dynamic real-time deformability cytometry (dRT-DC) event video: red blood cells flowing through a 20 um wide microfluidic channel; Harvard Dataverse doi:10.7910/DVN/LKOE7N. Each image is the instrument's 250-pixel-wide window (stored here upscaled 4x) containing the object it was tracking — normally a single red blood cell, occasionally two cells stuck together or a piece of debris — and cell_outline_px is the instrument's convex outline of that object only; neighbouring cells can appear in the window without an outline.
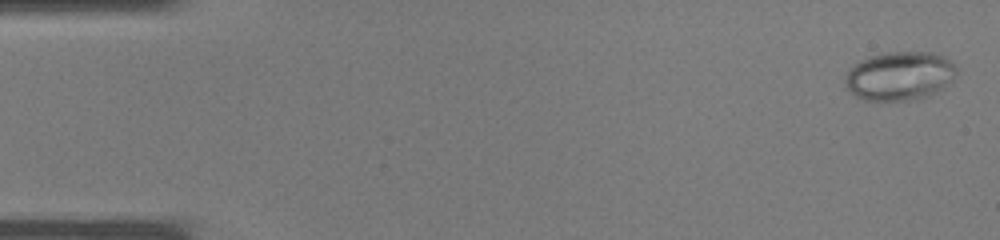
{"species": "common noctule bat (a hibernating species)", "species_latin": "Nyctalus noctula", "temperature_condition": "warm", "stored_images_in_passage": 37, "camera_frame_rate_fps": 3000, "um_per_image_px": 0.085, "animal": {"sex": "male", "body_mass_g": 19.0, "forearm_length_mm": 50.8}, "frame": {"image": 1, "passage_image": 1, "time_ms": 0.0, "image_size_px": [1000, 240], "cell_outline_px": [[956, 72], [952, 80], [944, 88], [920, 100], [864, 100], [856, 96], [844, 84], [844, 80], [848, 72], [856, 64], [868, 56], [884, 52], [932, 52], [956, 64]], "centroid_in_image_um": [76.49, 6.46], "position_along_channel_um": 8.5, "area_um2": 31.62}}
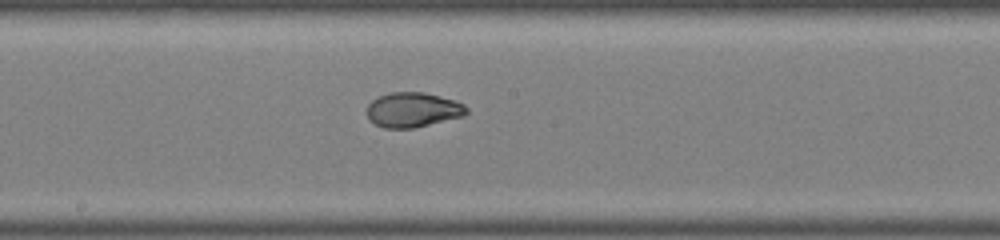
{"frame": {"image": 2, "passage_image": 20, "time_ms": 6.333, "image_size_px": [1000, 240], "cell_outline_px": [[468, 112], [464, 116], [412, 128], [384, 128], [368, 120], [364, 112], [368, 104], [372, 100], [380, 96], [392, 92], [424, 92], [440, 96], [464, 104], [468, 108]], "centroid_in_image_um": [35.05, 9.33], "position_along_channel_um": 213.1, "area_um2": 20.29}}
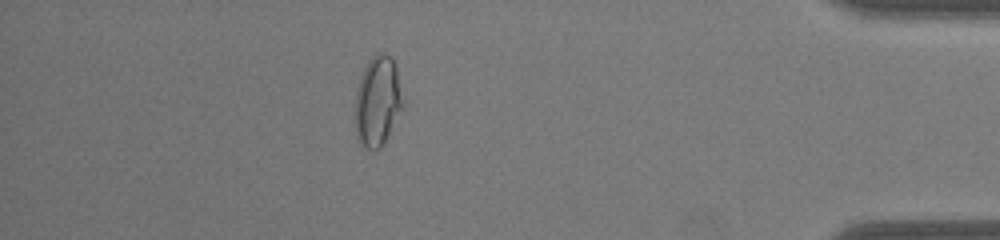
{"frame": {"image": 3, "passage_image": 33, "time_ms": 10.667, "image_size_px": [1000, 240], "cell_outline_px": [[404, 108], [380, 148], [360, 148], [356, 140], [356, 88], [360, 76], [368, 60], [372, 56], [380, 52], [384, 52], [392, 56], [396, 68], [404, 100]], "centroid_in_image_um": [32.1, 8.59], "position_along_channel_um": 403.1, "area_um2": 25.37}}